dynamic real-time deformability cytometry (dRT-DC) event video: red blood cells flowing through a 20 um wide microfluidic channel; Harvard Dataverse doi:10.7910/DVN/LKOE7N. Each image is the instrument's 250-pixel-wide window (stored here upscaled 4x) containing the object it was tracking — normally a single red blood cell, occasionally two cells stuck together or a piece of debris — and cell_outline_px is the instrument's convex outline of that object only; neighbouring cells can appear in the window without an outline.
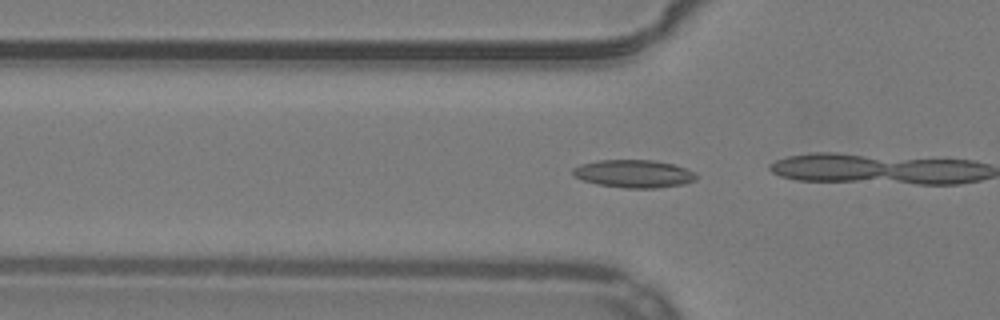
{"species": "common noctule bat (a hibernating species)", "species_latin": "Nyctalus noctula", "temperature_condition": "warm", "stored_images_in_passage": 8, "camera_frame_rate_fps": 3000, "um_per_image_px": 0.085, "animal": {"sex": "male", "body_mass_g": 19.2, "forearm_length_mm": 51.8}, "frame": {"image": 1, "passage_image": 7, "time_ms": 2.0, "image_size_px": [1000, 320], "cell_outline_px": [[696, 180], [684, 184], [656, 188], [628, 188], [600, 184], [584, 180], [576, 176], [572, 172], [572, 168], [580, 164], [600, 160], [656, 160], [672, 164], [696, 172]], "centroid_in_image_um": [53.91, 14.76], "position_along_channel_um": 71.9, "area_um2": 19.83}}